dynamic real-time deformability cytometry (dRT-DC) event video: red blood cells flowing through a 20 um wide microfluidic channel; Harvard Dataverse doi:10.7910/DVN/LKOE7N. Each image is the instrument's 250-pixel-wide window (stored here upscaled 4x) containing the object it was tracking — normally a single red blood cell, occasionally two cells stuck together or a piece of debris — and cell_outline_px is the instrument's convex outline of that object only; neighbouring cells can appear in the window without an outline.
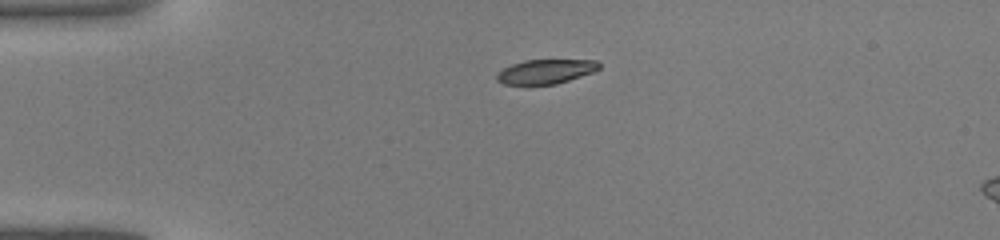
{"species": "common noctule bat (a hibernating species)", "species_latin": "Nyctalus noctula", "temperature_condition": "warm", "stored_images_in_passage": 34, "camera_frame_rate_fps": 3000, "um_per_image_px": 0.085, "animal": {"sex": "male", "body_mass_g": 19.0, "forearm_length_mm": 50.8}, "frame": {"image": 1, "passage_image": 1, "time_ms": 0.0, "image_size_px": [1000, 240], "cell_outline_px": [[600, 68], [592, 72], [556, 84], [504, 84], [496, 80], [496, 72], [512, 64], [524, 60], [596, 60], [600, 64]], "centroid_in_image_um": [46.35, 6.07], "position_along_channel_um": 38.6, "area_um2": 14.39}}
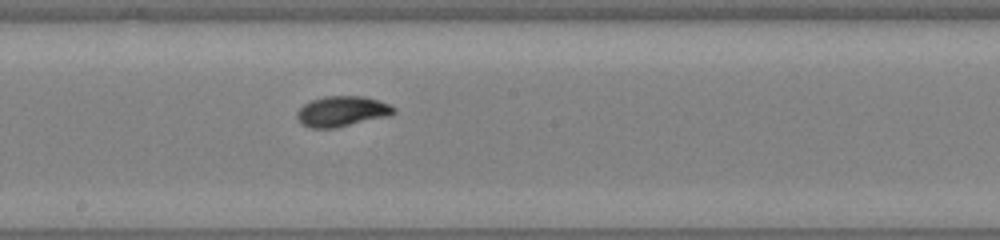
{"frame": {"image": 2, "passage_image": 15, "time_ms": 4.667, "image_size_px": [1000, 240], "cell_outline_px": [[396, 112], [388, 116], [336, 128], [312, 128], [304, 124], [296, 116], [296, 112], [304, 104], [312, 100], [324, 96], [364, 96], [392, 104], [396, 108]], "centroid_in_image_um": [29.11, 9.45], "position_along_channel_um": 219.1, "area_um2": 17.17}}
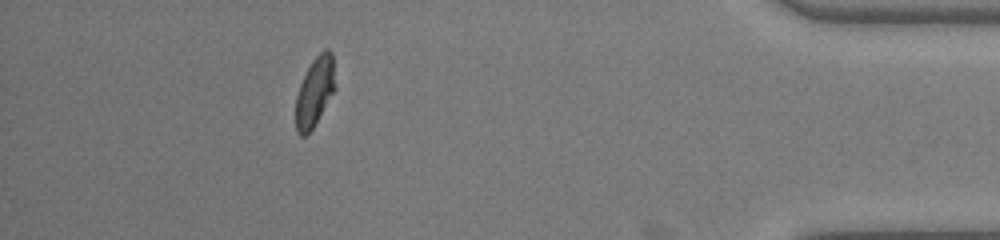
{"frame": {"image": 3, "passage_image": 30, "time_ms": 9.667, "image_size_px": [1000, 240], "cell_outline_px": [[336, 88], [312, 128], [304, 136], [300, 136], [296, 132], [296, 96], [300, 84], [312, 60], [324, 48], [328, 48], [332, 52]], "centroid_in_image_um": [26.76, 7.76], "position_along_channel_um": 408.4, "area_um2": 15.78}}